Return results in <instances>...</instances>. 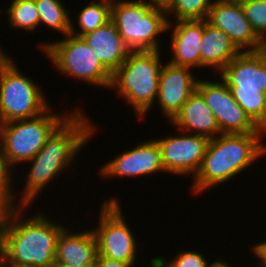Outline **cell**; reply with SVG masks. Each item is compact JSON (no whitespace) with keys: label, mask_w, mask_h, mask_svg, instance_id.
I'll list each match as a JSON object with an SVG mask.
<instances>
[{"label":"cell","mask_w":266,"mask_h":267,"mask_svg":"<svg viewBox=\"0 0 266 267\" xmlns=\"http://www.w3.org/2000/svg\"><path fill=\"white\" fill-rule=\"evenodd\" d=\"M170 122L178 127L179 131L191 132V134L205 136L209 139L221 134L212 110L197 90L190 95Z\"/></svg>","instance_id":"18"},{"label":"cell","mask_w":266,"mask_h":267,"mask_svg":"<svg viewBox=\"0 0 266 267\" xmlns=\"http://www.w3.org/2000/svg\"><path fill=\"white\" fill-rule=\"evenodd\" d=\"M214 267H232V265L228 264V262L220 259Z\"/></svg>","instance_id":"32"},{"label":"cell","mask_w":266,"mask_h":267,"mask_svg":"<svg viewBox=\"0 0 266 267\" xmlns=\"http://www.w3.org/2000/svg\"><path fill=\"white\" fill-rule=\"evenodd\" d=\"M162 267H214L220 258L209 264L203 254L190 250H185L178 254L172 261H166L164 257H155ZM170 262V263H169Z\"/></svg>","instance_id":"27"},{"label":"cell","mask_w":266,"mask_h":267,"mask_svg":"<svg viewBox=\"0 0 266 267\" xmlns=\"http://www.w3.org/2000/svg\"><path fill=\"white\" fill-rule=\"evenodd\" d=\"M224 1L232 4H243L252 0H224Z\"/></svg>","instance_id":"33"},{"label":"cell","mask_w":266,"mask_h":267,"mask_svg":"<svg viewBox=\"0 0 266 267\" xmlns=\"http://www.w3.org/2000/svg\"><path fill=\"white\" fill-rule=\"evenodd\" d=\"M82 113L80 109H75L47 139L36 156L28 162L33 163L27 173L26 186L19 199L24 206L32 205L43 187L73 163L77 153L96 131L94 125L87 119V115Z\"/></svg>","instance_id":"2"},{"label":"cell","mask_w":266,"mask_h":267,"mask_svg":"<svg viewBox=\"0 0 266 267\" xmlns=\"http://www.w3.org/2000/svg\"><path fill=\"white\" fill-rule=\"evenodd\" d=\"M16 65L0 54V124L38 116L50 107L40 86Z\"/></svg>","instance_id":"8"},{"label":"cell","mask_w":266,"mask_h":267,"mask_svg":"<svg viewBox=\"0 0 266 267\" xmlns=\"http://www.w3.org/2000/svg\"><path fill=\"white\" fill-rule=\"evenodd\" d=\"M212 0H174L166 11L167 16L175 15L176 21L204 20L207 18Z\"/></svg>","instance_id":"25"},{"label":"cell","mask_w":266,"mask_h":267,"mask_svg":"<svg viewBox=\"0 0 266 267\" xmlns=\"http://www.w3.org/2000/svg\"><path fill=\"white\" fill-rule=\"evenodd\" d=\"M241 7L252 29L266 44V0H252L241 4Z\"/></svg>","instance_id":"26"},{"label":"cell","mask_w":266,"mask_h":267,"mask_svg":"<svg viewBox=\"0 0 266 267\" xmlns=\"http://www.w3.org/2000/svg\"><path fill=\"white\" fill-rule=\"evenodd\" d=\"M193 74L188 67L176 66L169 62L162 65L155 101L160 104L163 115L169 121L196 90L198 79Z\"/></svg>","instance_id":"15"},{"label":"cell","mask_w":266,"mask_h":267,"mask_svg":"<svg viewBox=\"0 0 266 267\" xmlns=\"http://www.w3.org/2000/svg\"><path fill=\"white\" fill-rule=\"evenodd\" d=\"M265 132L220 134L209 140L200 169L193 178L192 191L201 193L230 181L266 153L261 142Z\"/></svg>","instance_id":"3"},{"label":"cell","mask_w":266,"mask_h":267,"mask_svg":"<svg viewBox=\"0 0 266 267\" xmlns=\"http://www.w3.org/2000/svg\"><path fill=\"white\" fill-rule=\"evenodd\" d=\"M144 1L149 3L153 8H159L164 11H167L174 2V0H148V1L144 0Z\"/></svg>","instance_id":"30"},{"label":"cell","mask_w":266,"mask_h":267,"mask_svg":"<svg viewBox=\"0 0 266 267\" xmlns=\"http://www.w3.org/2000/svg\"><path fill=\"white\" fill-rule=\"evenodd\" d=\"M168 23L167 30L173 27L171 50L173 58L169 63L188 67H201L200 43L203 36V20H180Z\"/></svg>","instance_id":"17"},{"label":"cell","mask_w":266,"mask_h":267,"mask_svg":"<svg viewBox=\"0 0 266 267\" xmlns=\"http://www.w3.org/2000/svg\"><path fill=\"white\" fill-rule=\"evenodd\" d=\"M39 13V25L57 30L63 35H67L71 29V19L60 0H35Z\"/></svg>","instance_id":"22"},{"label":"cell","mask_w":266,"mask_h":267,"mask_svg":"<svg viewBox=\"0 0 266 267\" xmlns=\"http://www.w3.org/2000/svg\"><path fill=\"white\" fill-rule=\"evenodd\" d=\"M111 21L131 51L159 50L158 35L167 31L166 11L144 0H112Z\"/></svg>","instance_id":"6"},{"label":"cell","mask_w":266,"mask_h":267,"mask_svg":"<svg viewBox=\"0 0 266 267\" xmlns=\"http://www.w3.org/2000/svg\"><path fill=\"white\" fill-rule=\"evenodd\" d=\"M241 51L222 30L203 20V36L200 43L201 67H212L219 72Z\"/></svg>","instance_id":"20"},{"label":"cell","mask_w":266,"mask_h":267,"mask_svg":"<svg viewBox=\"0 0 266 267\" xmlns=\"http://www.w3.org/2000/svg\"><path fill=\"white\" fill-rule=\"evenodd\" d=\"M252 252L259 258L258 267H266V241L253 245Z\"/></svg>","instance_id":"29"},{"label":"cell","mask_w":266,"mask_h":267,"mask_svg":"<svg viewBox=\"0 0 266 267\" xmlns=\"http://www.w3.org/2000/svg\"><path fill=\"white\" fill-rule=\"evenodd\" d=\"M196 90L212 110L221 134L266 132L237 103L222 80L213 82L198 79Z\"/></svg>","instance_id":"11"},{"label":"cell","mask_w":266,"mask_h":267,"mask_svg":"<svg viewBox=\"0 0 266 267\" xmlns=\"http://www.w3.org/2000/svg\"><path fill=\"white\" fill-rule=\"evenodd\" d=\"M0 12H1V10H0ZM3 52H4V51H2V49H1V50H0V54H4Z\"/></svg>","instance_id":"35"},{"label":"cell","mask_w":266,"mask_h":267,"mask_svg":"<svg viewBox=\"0 0 266 267\" xmlns=\"http://www.w3.org/2000/svg\"><path fill=\"white\" fill-rule=\"evenodd\" d=\"M160 50L131 51L124 63L112 73L110 89H117L134 108L138 118L153 106L161 72Z\"/></svg>","instance_id":"5"},{"label":"cell","mask_w":266,"mask_h":267,"mask_svg":"<svg viewBox=\"0 0 266 267\" xmlns=\"http://www.w3.org/2000/svg\"><path fill=\"white\" fill-rule=\"evenodd\" d=\"M0 267H4L3 242L0 234Z\"/></svg>","instance_id":"31"},{"label":"cell","mask_w":266,"mask_h":267,"mask_svg":"<svg viewBox=\"0 0 266 267\" xmlns=\"http://www.w3.org/2000/svg\"><path fill=\"white\" fill-rule=\"evenodd\" d=\"M206 20L211 26L226 33L241 52L266 48V44L257 36L246 19L241 4L214 0Z\"/></svg>","instance_id":"13"},{"label":"cell","mask_w":266,"mask_h":267,"mask_svg":"<svg viewBox=\"0 0 266 267\" xmlns=\"http://www.w3.org/2000/svg\"><path fill=\"white\" fill-rule=\"evenodd\" d=\"M81 37L111 74L124 63L131 52L111 20Z\"/></svg>","instance_id":"19"},{"label":"cell","mask_w":266,"mask_h":267,"mask_svg":"<svg viewBox=\"0 0 266 267\" xmlns=\"http://www.w3.org/2000/svg\"><path fill=\"white\" fill-rule=\"evenodd\" d=\"M112 0H101L99 2H90L78 14V26L81 31L75 30L71 19V34L81 37L82 35L94 31L107 24L111 20Z\"/></svg>","instance_id":"21"},{"label":"cell","mask_w":266,"mask_h":267,"mask_svg":"<svg viewBox=\"0 0 266 267\" xmlns=\"http://www.w3.org/2000/svg\"><path fill=\"white\" fill-rule=\"evenodd\" d=\"M27 208L22 206L0 218L4 267H55L56 242L64 226L43 213L25 220L21 215Z\"/></svg>","instance_id":"1"},{"label":"cell","mask_w":266,"mask_h":267,"mask_svg":"<svg viewBox=\"0 0 266 267\" xmlns=\"http://www.w3.org/2000/svg\"><path fill=\"white\" fill-rule=\"evenodd\" d=\"M11 167L12 165L10 164L8 159L0 151V218L24 206L20 202L19 206L16 205L17 197L13 192L14 188H12L13 177L11 175L12 171H10Z\"/></svg>","instance_id":"24"},{"label":"cell","mask_w":266,"mask_h":267,"mask_svg":"<svg viewBox=\"0 0 266 267\" xmlns=\"http://www.w3.org/2000/svg\"><path fill=\"white\" fill-rule=\"evenodd\" d=\"M179 134L160 139L154 138L161 150L164 170L175 175L191 174L194 178L200 169L210 139L196 134H184V132L182 135L180 132Z\"/></svg>","instance_id":"12"},{"label":"cell","mask_w":266,"mask_h":267,"mask_svg":"<svg viewBox=\"0 0 266 267\" xmlns=\"http://www.w3.org/2000/svg\"><path fill=\"white\" fill-rule=\"evenodd\" d=\"M220 75L237 103L266 131V48L240 52Z\"/></svg>","instance_id":"4"},{"label":"cell","mask_w":266,"mask_h":267,"mask_svg":"<svg viewBox=\"0 0 266 267\" xmlns=\"http://www.w3.org/2000/svg\"><path fill=\"white\" fill-rule=\"evenodd\" d=\"M7 10L9 24L12 27L33 31L39 26V13L35 0H12Z\"/></svg>","instance_id":"23"},{"label":"cell","mask_w":266,"mask_h":267,"mask_svg":"<svg viewBox=\"0 0 266 267\" xmlns=\"http://www.w3.org/2000/svg\"><path fill=\"white\" fill-rule=\"evenodd\" d=\"M101 177H137L158 171L165 172L162 163L161 150L156 140L140 143L135 148L119 154L115 159L101 166Z\"/></svg>","instance_id":"14"},{"label":"cell","mask_w":266,"mask_h":267,"mask_svg":"<svg viewBox=\"0 0 266 267\" xmlns=\"http://www.w3.org/2000/svg\"><path fill=\"white\" fill-rule=\"evenodd\" d=\"M97 254L92 229L73 233L65 227L57 238L55 267H96Z\"/></svg>","instance_id":"16"},{"label":"cell","mask_w":266,"mask_h":267,"mask_svg":"<svg viewBox=\"0 0 266 267\" xmlns=\"http://www.w3.org/2000/svg\"><path fill=\"white\" fill-rule=\"evenodd\" d=\"M103 203L98 228L92 229L97 239V255L124 263H135L137 242L124 220L125 216H122L120 202L117 197H113Z\"/></svg>","instance_id":"10"},{"label":"cell","mask_w":266,"mask_h":267,"mask_svg":"<svg viewBox=\"0 0 266 267\" xmlns=\"http://www.w3.org/2000/svg\"><path fill=\"white\" fill-rule=\"evenodd\" d=\"M150 265L151 267H162L155 258L151 260Z\"/></svg>","instance_id":"34"},{"label":"cell","mask_w":266,"mask_h":267,"mask_svg":"<svg viewBox=\"0 0 266 267\" xmlns=\"http://www.w3.org/2000/svg\"><path fill=\"white\" fill-rule=\"evenodd\" d=\"M42 44L41 48L48 59L63 75L83 80L88 84H95V86L110 87L112 74L82 37L68 33L64 40Z\"/></svg>","instance_id":"9"},{"label":"cell","mask_w":266,"mask_h":267,"mask_svg":"<svg viewBox=\"0 0 266 267\" xmlns=\"http://www.w3.org/2000/svg\"><path fill=\"white\" fill-rule=\"evenodd\" d=\"M135 263H124L103 255H97L96 267H134Z\"/></svg>","instance_id":"28"},{"label":"cell","mask_w":266,"mask_h":267,"mask_svg":"<svg viewBox=\"0 0 266 267\" xmlns=\"http://www.w3.org/2000/svg\"><path fill=\"white\" fill-rule=\"evenodd\" d=\"M51 106L38 116L0 124V151L12 166L28 162L53 132L74 112L53 114Z\"/></svg>","instance_id":"7"}]
</instances>
